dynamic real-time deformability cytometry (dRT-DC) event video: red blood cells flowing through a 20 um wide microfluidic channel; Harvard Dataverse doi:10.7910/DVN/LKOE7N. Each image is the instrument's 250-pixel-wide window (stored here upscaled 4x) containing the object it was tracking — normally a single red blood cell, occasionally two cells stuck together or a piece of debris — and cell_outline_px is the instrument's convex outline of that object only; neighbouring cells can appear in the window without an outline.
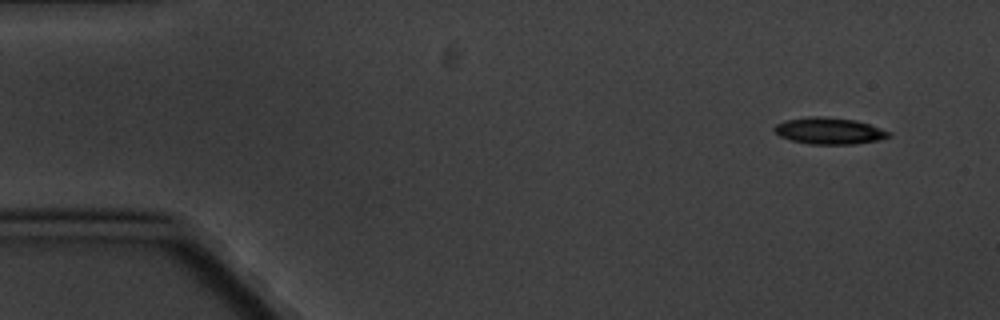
{"species": "common noctule bat (a hibernating species)", "species_latin": "Nyctalus noctula", "temperature_condition": "cold", "stored_images_in_passage": 4, "camera_frame_rate_fps": 3000, "um_per_image_px": 0.085, "animal": {"sex": "male", "body_mass_g": 20.1, "forearm_length_mm": 53.5}, "frame": {"image": 1, "passage_image": 2, "time_ms": 1.333, "image_size_px": [1000, 320], "cell_outline_px": [[892, 136], [880, 140], [852, 144], [808, 144], [792, 140], [780, 136], [772, 128], [776, 124], [784, 120], [808, 116], [824, 116], [856, 120], [892, 132]], "centroid_in_image_um": [70.49, 11.12], "position_along_channel_um": 14.5, "area_um2": 17.86}}